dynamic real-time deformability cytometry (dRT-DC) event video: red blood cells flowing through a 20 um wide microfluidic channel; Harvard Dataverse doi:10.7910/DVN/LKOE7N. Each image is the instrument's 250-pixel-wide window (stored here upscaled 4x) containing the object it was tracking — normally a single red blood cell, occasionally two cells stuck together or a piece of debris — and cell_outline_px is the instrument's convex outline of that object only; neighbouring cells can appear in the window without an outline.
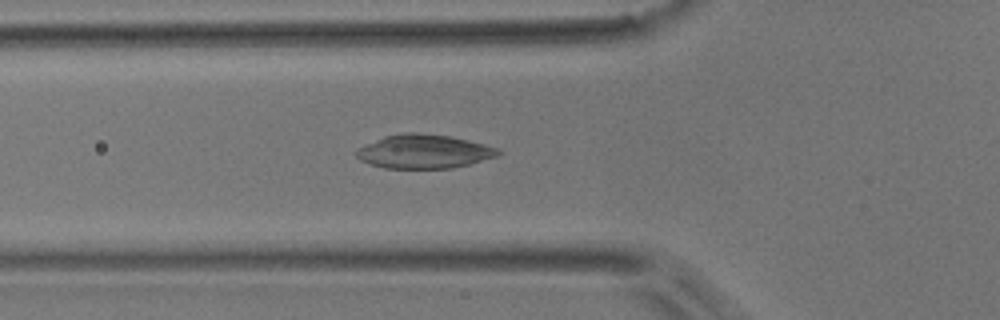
{"species": "common noctule bat (a hibernating species)", "species_latin": "Nyctalus noctula", "temperature_condition": "room temperature", "stored_images_in_passage": 46, "camera_frame_rate_fps": 3000, "um_per_image_px": 0.085, "animal": {"sex": "male", "body_mass_g": 17.9}, "frame": {"image": 1, "passage_image": 13, "time_ms": 4.0, "image_size_px": [1000, 320], "cell_outline_px": [[504, 152], [500, 156], [452, 168], [384, 168], [360, 160], [352, 152], [356, 148], [384, 136], [408, 132], [416, 132], [448, 136], [468, 140], [484, 144], [496, 148]], "centroid_in_image_um": [36.02, 12.88], "position_along_channel_um": 89.8, "area_um2": 28.03}}
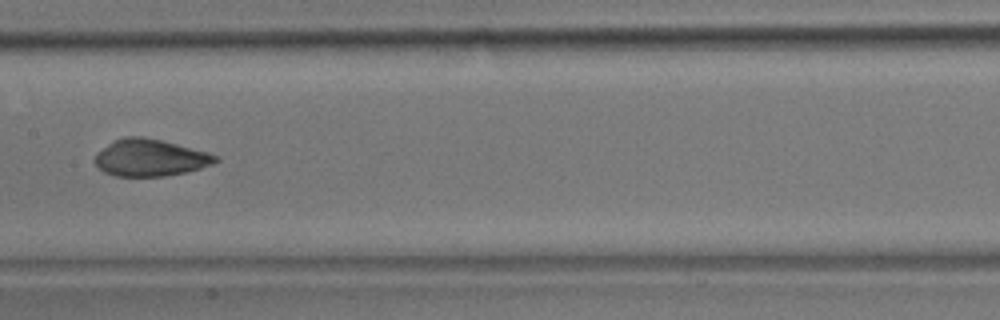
{"frame": {"image": 2, "passage_image": 21, "time_ms": 6.667, "image_size_px": [1000, 320], "cell_outline_px": [[220, 160], [212, 164], [200, 168], [184, 172], [164, 176], [116, 176], [104, 172], [92, 160], [96, 152], [112, 140], [124, 136], [144, 136], [176, 144], [204, 152], [216, 156]], "centroid_in_image_um": [12.67, 13.4], "position_along_channel_um": 194.7, "area_um2": 25.84}}
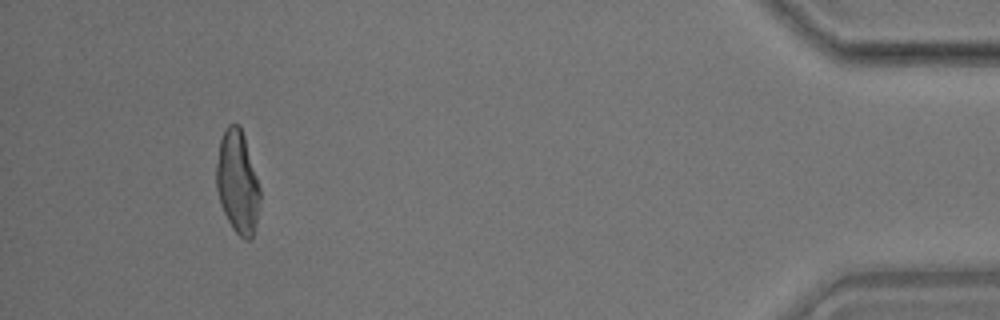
{"frame": {"image": 3, "passage_image": 43, "time_ms": 14.0, "image_size_px": [1000, 320], "cell_outline_px": [[260, 204], [256, 224], [252, 236], [248, 240], [244, 240], [232, 228], [220, 204], [216, 188], [216, 164], [220, 140], [224, 128], [228, 124], [240, 124], [244, 136], [260, 188]], "centroid_in_image_um": [20.18, 15.48], "position_along_channel_um": 415.0, "area_um2": 26.18}, "authors_computed_cell_mechanics": {"area_um2": 26.2123, "velocity_mm_per_s": 3.9025, "shape_relaxation_time_tau1_ms": 8.0716, "shape_relaxation_time_tau2_ms": 1.2375, "deformation_change_tau1": 0.2307, "deformation_change_tau2": 0.0466}}